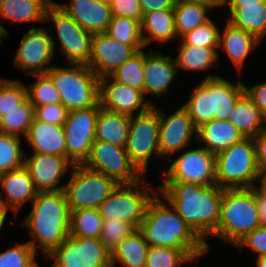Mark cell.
Here are the masks:
<instances>
[{"mask_svg":"<svg viewBox=\"0 0 266 267\" xmlns=\"http://www.w3.org/2000/svg\"><path fill=\"white\" fill-rule=\"evenodd\" d=\"M100 108L98 102L92 107L68 111L63 130L67 158L74 165H82L89 156L92 143L95 141V127Z\"/></svg>","mask_w":266,"mask_h":267,"instance_id":"obj_15","label":"cell"},{"mask_svg":"<svg viewBox=\"0 0 266 267\" xmlns=\"http://www.w3.org/2000/svg\"><path fill=\"white\" fill-rule=\"evenodd\" d=\"M260 185L266 190V170L261 173V183Z\"/></svg>","mask_w":266,"mask_h":267,"instance_id":"obj_58","label":"cell"},{"mask_svg":"<svg viewBox=\"0 0 266 267\" xmlns=\"http://www.w3.org/2000/svg\"><path fill=\"white\" fill-rule=\"evenodd\" d=\"M175 4L184 2H194L199 4H206L209 6H221V0H174Z\"/></svg>","mask_w":266,"mask_h":267,"instance_id":"obj_55","label":"cell"},{"mask_svg":"<svg viewBox=\"0 0 266 267\" xmlns=\"http://www.w3.org/2000/svg\"><path fill=\"white\" fill-rule=\"evenodd\" d=\"M34 118V106L27 97L19 106L8 111L0 119V132L25 138Z\"/></svg>","mask_w":266,"mask_h":267,"instance_id":"obj_37","label":"cell"},{"mask_svg":"<svg viewBox=\"0 0 266 267\" xmlns=\"http://www.w3.org/2000/svg\"><path fill=\"white\" fill-rule=\"evenodd\" d=\"M158 194L185 220L206 243L217 231L222 203V188L217 185L201 186L185 182H161ZM207 239V240H206Z\"/></svg>","mask_w":266,"mask_h":267,"instance_id":"obj_1","label":"cell"},{"mask_svg":"<svg viewBox=\"0 0 266 267\" xmlns=\"http://www.w3.org/2000/svg\"><path fill=\"white\" fill-rule=\"evenodd\" d=\"M139 230L149 246L192 250L200 259L208 253L206 243L158 193L149 202Z\"/></svg>","mask_w":266,"mask_h":267,"instance_id":"obj_3","label":"cell"},{"mask_svg":"<svg viewBox=\"0 0 266 267\" xmlns=\"http://www.w3.org/2000/svg\"><path fill=\"white\" fill-rule=\"evenodd\" d=\"M53 2L54 0H0V20L13 23H43L46 11ZM0 31L9 34L1 21Z\"/></svg>","mask_w":266,"mask_h":267,"instance_id":"obj_28","label":"cell"},{"mask_svg":"<svg viewBox=\"0 0 266 267\" xmlns=\"http://www.w3.org/2000/svg\"><path fill=\"white\" fill-rule=\"evenodd\" d=\"M0 202L13 214L18 216L26 203L35 199L37 191L33 180L24 166L0 174ZM5 193V194H4Z\"/></svg>","mask_w":266,"mask_h":267,"instance_id":"obj_22","label":"cell"},{"mask_svg":"<svg viewBox=\"0 0 266 267\" xmlns=\"http://www.w3.org/2000/svg\"><path fill=\"white\" fill-rule=\"evenodd\" d=\"M31 267H40V264H38V261L34 264V265H32Z\"/></svg>","mask_w":266,"mask_h":267,"instance_id":"obj_61","label":"cell"},{"mask_svg":"<svg viewBox=\"0 0 266 267\" xmlns=\"http://www.w3.org/2000/svg\"><path fill=\"white\" fill-rule=\"evenodd\" d=\"M97 2H101V3H104V4H107V5H110L111 1L112 0H96Z\"/></svg>","mask_w":266,"mask_h":267,"instance_id":"obj_60","label":"cell"},{"mask_svg":"<svg viewBox=\"0 0 266 267\" xmlns=\"http://www.w3.org/2000/svg\"><path fill=\"white\" fill-rule=\"evenodd\" d=\"M23 37L13 58V66L28 75L47 73L55 64L56 53L48 27H34L22 33Z\"/></svg>","mask_w":266,"mask_h":267,"instance_id":"obj_13","label":"cell"},{"mask_svg":"<svg viewBox=\"0 0 266 267\" xmlns=\"http://www.w3.org/2000/svg\"><path fill=\"white\" fill-rule=\"evenodd\" d=\"M227 7V21L254 35L261 42L266 39V1L243 6Z\"/></svg>","mask_w":266,"mask_h":267,"instance_id":"obj_30","label":"cell"},{"mask_svg":"<svg viewBox=\"0 0 266 267\" xmlns=\"http://www.w3.org/2000/svg\"><path fill=\"white\" fill-rule=\"evenodd\" d=\"M137 51L111 38L107 33L92 36L91 57L87 65L99 77L109 76Z\"/></svg>","mask_w":266,"mask_h":267,"instance_id":"obj_19","label":"cell"},{"mask_svg":"<svg viewBox=\"0 0 266 267\" xmlns=\"http://www.w3.org/2000/svg\"><path fill=\"white\" fill-rule=\"evenodd\" d=\"M255 198L260 225L266 227V190L260 184L255 186Z\"/></svg>","mask_w":266,"mask_h":267,"instance_id":"obj_53","label":"cell"},{"mask_svg":"<svg viewBox=\"0 0 266 267\" xmlns=\"http://www.w3.org/2000/svg\"><path fill=\"white\" fill-rule=\"evenodd\" d=\"M73 166L67 157L57 155L32 152L25 155L24 159V167L32 178L37 192L64 190L65 184L62 180L67 172H71Z\"/></svg>","mask_w":266,"mask_h":267,"instance_id":"obj_18","label":"cell"},{"mask_svg":"<svg viewBox=\"0 0 266 267\" xmlns=\"http://www.w3.org/2000/svg\"><path fill=\"white\" fill-rule=\"evenodd\" d=\"M37 253L26 241L7 247L0 252V267H31L36 261Z\"/></svg>","mask_w":266,"mask_h":267,"instance_id":"obj_45","label":"cell"},{"mask_svg":"<svg viewBox=\"0 0 266 267\" xmlns=\"http://www.w3.org/2000/svg\"><path fill=\"white\" fill-rule=\"evenodd\" d=\"M148 248L144 235L136 229L110 252L111 264L117 267H145Z\"/></svg>","mask_w":266,"mask_h":267,"instance_id":"obj_33","label":"cell"},{"mask_svg":"<svg viewBox=\"0 0 266 267\" xmlns=\"http://www.w3.org/2000/svg\"><path fill=\"white\" fill-rule=\"evenodd\" d=\"M129 116L100 108L95 127V140L126 147L129 127Z\"/></svg>","mask_w":266,"mask_h":267,"instance_id":"obj_31","label":"cell"},{"mask_svg":"<svg viewBox=\"0 0 266 267\" xmlns=\"http://www.w3.org/2000/svg\"><path fill=\"white\" fill-rule=\"evenodd\" d=\"M56 4L91 34L106 33L113 16L110 5L96 0H68Z\"/></svg>","mask_w":266,"mask_h":267,"instance_id":"obj_23","label":"cell"},{"mask_svg":"<svg viewBox=\"0 0 266 267\" xmlns=\"http://www.w3.org/2000/svg\"><path fill=\"white\" fill-rule=\"evenodd\" d=\"M244 94V82L241 78L236 80V83L223 75L210 79L212 120H228L238 100Z\"/></svg>","mask_w":266,"mask_h":267,"instance_id":"obj_26","label":"cell"},{"mask_svg":"<svg viewBox=\"0 0 266 267\" xmlns=\"http://www.w3.org/2000/svg\"><path fill=\"white\" fill-rule=\"evenodd\" d=\"M51 267H107L111 253L100 239L68 236L47 257Z\"/></svg>","mask_w":266,"mask_h":267,"instance_id":"obj_14","label":"cell"},{"mask_svg":"<svg viewBox=\"0 0 266 267\" xmlns=\"http://www.w3.org/2000/svg\"><path fill=\"white\" fill-rule=\"evenodd\" d=\"M82 165L106 175L117 184H132L144 177L130 161L125 147L99 140L92 143L89 156Z\"/></svg>","mask_w":266,"mask_h":267,"instance_id":"obj_12","label":"cell"},{"mask_svg":"<svg viewBox=\"0 0 266 267\" xmlns=\"http://www.w3.org/2000/svg\"><path fill=\"white\" fill-rule=\"evenodd\" d=\"M7 37L9 38V34H6V33H4L3 31H0V46H1V44H2V40H3L4 38L7 39ZM0 49H1V48H0Z\"/></svg>","mask_w":266,"mask_h":267,"instance_id":"obj_59","label":"cell"},{"mask_svg":"<svg viewBox=\"0 0 266 267\" xmlns=\"http://www.w3.org/2000/svg\"><path fill=\"white\" fill-rule=\"evenodd\" d=\"M99 102L102 108L129 117L146 112L156 103L143 92L121 84L110 76L99 78Z\"/></svg>","mask_w":266,"mask_h":267,"instance_id":"obj_17","label":"cell"},{"mask_svg":"<svg viewBox=\"0 0 266 267\" xmlns=\"http://www.w3.org/2000/svg\"><path fill=\"white\" fill-rule=\"evenodd\" d=\"M140 24L141 36L146 49L154 42L163 46L164 43L178 40L174 24V9H160L146 13Z\"/></svg>","mask_w":266,"mask_h":267,"instance_id":"obj_29","label":"cell"},{"mask_svg":"<svg viewBox=\"0 0 266 267\" xmlns=\"http://www.w3.org/2000/svg\"><path fill=\"white\" fill-rule=\"evenodd\" d=\"M107 267H117V266H114V265L110 264V265H109V266H107Z\"/></svg>","mask_w":266,"mask_h":267,"instance_id":"obj_62","label":"cell"},{"mask_svg":"<svg viewBox=\"0 0 266 267\" xmlns=\"http://www.w3.org/2000/svg\"><path fill=\"white\" fill-rule=\"evenodd\" d=\"M255 267H266V255L256 257Z\"/></svg>","mask_w":266,"mask_h":267,"instance_id":"obj_57","label":"cell"},{"mask_svg":"<svg viewBox=\"0 0 266 267\" xmlns=\"http://www.w3.org/2000/svg\"><path fill=\"white\" fill-rule=\"evenodd\" d=\"M199 82L193 87L192 92L189 91L191 95L188 96V100L182 103L196 127L212 120L210 79H202Z\"/></svg>","mask_w":266,"mask_h":267,"instance_id":"obj_35","label":"cell"},{"mask_svg":"<svg viewBox=\"0 0 266 267\" xmlns=\"http://www.w3.org/2000/svg\"><path fill=\"white\" fill-rule=\"evenodd\" d=\"M106 33L113 39L131 45L136 51L142 50L141 24L129 17L112 16Z\"/></svg>","mask_w":266,"mask_h":267,"instance_id":"obj_39","label":"cell"},{"mask_svg":"<svg viewBox=\"0 0 266 267\" xmlns=\"http://www.w3.org/2000/svg\"><path fill=\"white\" fill-rule=\"evenodd\" d=\"M36 81L26 85L27 97L33 106L61 103V97L50 77L44 74L31 75Z\"/></svg>","mask_w":266,"mask_h":267,"instance_id":"obj_42","label":"cell"},{"mask_svg":"<svg viewBox=\"0 0 266 267\" xmlns=\"http://www.w3.org/2000/svg\"><path fill=\"white\" fill-rule=\"evenodd\" d=\"M110 8L112 15L133 18L140 23L142 21L143 13L139 0H112Z\"/></svg>","mask_w":266,"mask_h":267,"instance_id":"obj_49","label":"cell"},{"mask_svg":"<svg viewBox=\"0 0 266 267\" xmlns=\"http://www.w3.org/2000/svg\"><path fill=\"white\" fill-rule=\"evenodd\" d=\"M221 6H209L194 2L178 3L174 8V24L178 40L188 32L211 19L209 12Z\"/></svg>","mask_w":266,"mask_h":267,"instance_id":"obj_34","label":"cell"},{"mask_svg":"<svg viewBox=\"0 0 266 267\" xmlns=\"http://www.w3.org/2000/svg\"><path fill=\"white\" fill-rule=\"evenodd\" d=\"M60 93L68 111L85 109L99 102V77L87 64H56L46 73Z\"/></svg>","mask_w":266,"mask_h":267,"instance_id":"obj_6","label":"cell"},{"mask_svg":"<svg viewBox=\"0 0 266 267\" xmlns=\"http://www.w3.org/2000/svg\"><path fill=\"white\" fill-rule=\"evenodd\" d=\"M159 107L151 106L146 112L130 118L126 151L130 161L146 176L150 160L161 159L159 152Z\"/></svg>","mask_w":266,"mask_h":267,"instance_id":"obj_9","label":"cell"},{"mask_svg":"<svg viewBox=\"0 0 266 267\" xmlns=\"http://www.w3.org/2000/svg\"><path fill=\"white\" fill-rule=\"evenodd\" d=\"M144 96L161 98L168 94L179 72L172 55L160 50L144 51Z\"/></svg>","mask_w":266,"mask_h":267,"instance_id":"obj_20","label":"cell"},{"mask_svg":"<svg viewBox=\"0 0 266 267\" xmlns=\"http://www.w3.org/2000/svg\"><path fill=\"white\" fill-rule=\"evenodd\" d=\"M200 258L192 250H177L163 246H149L145 267H180L197 263Z\"/></svg>","mask_w":266,"mask_h":267,"instance_id":"obj_36","label":"cell"},{"mask_svg":"<svg viewBox=\"0 0 266 267\" xmlns=\"http://www.w3.org/2000/svg\"><path fill=\"white\" fill-rule=\"evenodd\" d=\"M102 224L103 218L99 215L98 209L86 208L71 211L69 235L99 239Z\"/></svg>","mask_w":266,"mask_h":267,"instance_id":"obj_38","label":"cell"},{"mask_svg":"<svg viewBox=\"0 0 266 267\" xmlns=\"http://www.w3.org/2000/svg\"><path fill=\"white\" fill-rule=\"evenodd\" d=\"M136 229L128 222L120 219H103L100 240L111 252L123 239Z\"/></svg>","mask_w":266,"mask_h":267,"instance_id":"obj_46","label":"cell"},{"mask_svg":"<svg viewBox=\"0 0 266 267\" xmlns=\"http://www.w3.org/2000/svg\"><path fill=\"white\" fill-rule=\"evenodd\" d=\"M177 54L174 57L178 72L180 71H192L207 72L204 80L213 79L219 77L218 73L211 75L212 69L216 70L220 68L218 62V47H204V46H191V45H178ZM210 71V72H209Z\"/></svg>","mask_w":266,"mask_h":267,"instance_id":"obj_25","label":"cell"},{"mask_svg":"<svg viewBox=\"0 0 266 267\" xmlns=\"http://www.w3.org/2000/svg\"><path fill=\"white\" fill-rule=\"evenodd\" d=\"M244 138H254L266 129V117L246 93L238 100L228 119Z\"/></svg>","mask_w":266,"mask_h":267,"instance_id":"obj_32","label":"cell"},{"mask_svg":"<svg viewBox=\"0 0 266 267\" xmlns=\"http://www.w3.org/2000/svg\"><path fill=\"white\" fill-rule=\"evenodd\" d=\"M143 15L156 10H170L175 8L174 0H139Z\"/></svg>","mask_w":266,"mask_h":267,"instance_id":"obj_52","label":"cell"},{"mask_svg":"<svg viewBox=\"0 0 266 267\" xmlns=\"http://www.w3.org/2000/svg\"><path fill=\"white\" fill-rule=\"evenodd\" d=\"M219 25L211 18L206 23L197 26L192 31L183 35L179 41V45L219 47L220 39Z\"/></svg>","mask_w":266,"mask_h":267,"instance_id":"obj_44","label":"cell"},{"mask_svg":"<svg viewBox=\"0 0 266 267\" xmlns=\"http://www.w3.org/2000/svg\"><path fill=\"white\" fill-rule=\"evenodd\" d=\"M259 226L255 187L222 189L220 222L211 238L235 246Z\"/></svg>","mask_w":266,"mask_h":267,"instance_id":"obj_4","label":"cell"},{"mask_svg":"<svg viewBox=\"0 0 266 267\" xmlns=\"http://www.w3.org/2000/svg\"><path fill=\"white\" fill-rule=\"evenodd\" d=\"M253 84L255 85L246 86L244 84L245 93L266 117V81Z\"/></svg>","mask_w":266,"mask_h":267,"instance_id":"obj_50","label":"cell"},{"mask_svg":"<svg viewBox=\"0 0 266 267\" xmlns=\"http://www.w3.org/2000/svg\"><path fill=\"white\" fill-rule=\"evenodd\" d=\"M256 152V162L260 171L266 170V129L253 138Z\"/></svg>","mask_w":266,"mask_h":267,"instance_id":"obj_51","label":"cell"},{"mask_svg":"<svg viewBox=\"0 0 266 267\" xmlns=\"http://www.w3.org/2000/svg\"><path fill=\"white\" fill-rule=\"evenodd\" d=\"M144 176L132 184H118L97 208L103 219H120L139 229L149 202L158 193Z\"/></svg>","mask_w":266,"mask_h":267,"instance_id":"obj_7","label":"cell"},{"mask_svg":"<svg viewBox=\"0 0 266 267\" xmlns=\"http://www.w3.org/2000/svg\"><path fill=\"white\" fill-rule=\"evenodd\" d=\"M167 161L170 164L161 169L162 182H185L201 186L216 185L215 154L201 145L186 147Z\"/></svg>","mask_w":266,"mask_h":267,"instance_id":"obj_10","label":"cell"},{"mask_svg":"<svg viewBox=\"0 0 266 267\" xmlns=\"http://www.w3.org/2000/svg\"><path fill=\"white\" fill-rule=\"evenodd\" d=\"M29 213L21 225L31 236L27 242L38 254L47 257L69 236L70 211L63 190L56 192H37ZM30 231V232H29ZM39 248V249H38Z\"/></svg>","mask_w":266,"mask_h":267,"instance_id":"obj_2","label":"cell"},{"mask_svg":"<svg viewBox=\"0 0 266 267\" xmlns=\"http://www.w3.org/2000/svg\"><path fill=\"white\" fill-rule=\"evenodd\" d=\"M266 0H221V6H243V4H256Z\"/></svg>","mask_w":266,"mask_h":267,"instance_id":"obj_54","label":"cell"},{"mask_svg":"<svg viewBox=\"0 0 266 267\" xmlns=\"http://www.w3.org/2000/svg\"><path fill=\"white\" fill-rule=\"evenodd\" d=\"M9 211L0 202V233L1 230L6 226L5 222L8 221L9 216H7Z\"/></svg>","mask_w":266,"mask_h":267,"instance_id":"obj_56","label":"cell"},{"mask_svg":"<svg viewBox=\"0 0 266 267\" xmlns=\"http://www.w3.org/2000/svg\"><path fill=\"white\" fill-rule=\"evenodd\" d=\"M32 152L67 157L63 126L48 124L34 118L24 138Z\"/></svg>","mask_w":266,"mask_h":267,"instance_id":"obj_24","label":"cell"},{"mask_svg":"<svg viewBox=\"0 0 266 267\" xmlns=\"http://www.w3.org/2000/svg\"><path fill=\"white\" fill-rule=\"evenodd\" d=\"M24 138L0 132V174L24 166Z\"/></svg>","mask_w":266,"mask_h":267,"instance_id":"obj_40","label":"cell"},{"mask_svg":"<svg viewBox=\"0 0 266 267\" xmlns=\"http://www.w3.org/2000/svg\"><path fill=\"white\" fill-rule=\"evenodd\" d=\"M224 27L221 26L219 47H218V62H220V51L225 52V54L230 59V62L238 70V75L242 76V71L245 68L246 61L249 55L256 52L258 46H261L263 42L258 40L254 35L246 32L242 28L233 26L227 20L224 21ZM223 29V30H222ZM241 73V74H240Z\"/></svg>","mask_w":266,"mask_h":267,"instance_id":"obj_21","label":"cell"},{"mask_svg":"<svg viewBox=\"0 0 266 267\" xmlns=\"http://www.w3.org/2000/svg\"><path fill=\"white\" fill-rule=\"evenodd\" d=\"M234 248L238 249L240 254H243L245 248H248L256 254V257L266 255V227H257L242 238Z\"/></svg>","mask_w":266,"mask_h":267,"instance_id":"obj_47","label":"cell"},{"mask_svg":"<svg viewBox=\"0 0 266 267\" xmlns=\"http://www.w3.org/2000/svg\"><path fill=\"white\" fill-rule=\"evenodd\" d=\"M46 22H51L54 27H48L53 39L56 53V46L59 45L63 58L67 63L87 64L91 57V46L93 34L84 30L72 17L61 9L54 1L46 11ZM53 33L51 30H54ZM58 39L57 43L55 42Z\"/></svg>","mask_w":266,"mask_h":267,"instance_id":"obj_8","label":"cell"},{"mask_svg":"<svg viewBox=\"0 0 266 267\" xmlns=\"http://www.w3.org/2000/svg\"><path fill=\"white\" fill-rule=\"evenodd\" d=\"M137 51L109 76L124 85L141 90L144 94V50Z\"/></svg>","mask_w":266,"mask_h":267,"instance_id":"obj_41","label":"cell"},{"mask_svg":"<svg viewBox=\"0 0 266 267\" xmlns=\"http://www.w3.org/2000/svg\"><path fill=\"white\" fill-rule=\"evenodd\" d=\"M34 114L36 120L63 126L67 118L68 110L61 103H56L45 106H34Z\"/></svg>","mask_w":266,"mask_h":267,"instance_id":"obj_48","label":"cell"},{"mask_svg":"<svg viewBox=\"0 0 266 267\" xmlns=\"http://www.w3.org/2000/svg\"><path fill=\"white\" fill-rule=\"evenodd\" d=\"M69 175L63 191L70 212L97 209L118 185L113 179L83 165H74Z\"/></svg>","mask_w":266,"mask_h":267,"instance_id":"obj_11","label":"cell"},{"mask_svg":"<svg viewBox=\"0 0 266 267\" xmlns=\"http://www.w3.org/2000/svg\"><path fill=\"white\" fill-rule=\"evenodd\" d=\"M159 118V152L166 162L197 140V127L182 104L168 115L159 107Z\"/></svg>","mask_w":266,"mask_h":267,"instance_id":"obj_16","label":"cell"},{"mask_svg":"<svg viewBox=\"0 0 266 267\" xmlns=\"http://www.w3.org/2000/svg\"><path fill=\"white\" fill-rule=\"evenodd\" d=\"M27 98L26 84L19 79L0 78V119Z\"/></svg>","mask_w":266,"mask_h":267,"instance_id":"obj_43","label":"cell"},{"mask_svg":"<svg viewBox=\"0 0 266 267\" xmlns=\"http://www.w3.org/2000/svg\"><path fill=\"white\" fill-rule=\"evenodd\" d=\"M253 138H244L215 155L216 185L222 189L252 188L261 183Z\"/></svg>","mask_w":266,"mask_h":267,"instance_id":"obj_5","label":"cell"},{"mask_svg":"<svg viewBox=\"0 0 266 267\" xmlns=\"http://www.w3.org/2000/svg\"><path fill=\"white\" fill-rule=\"evenodd\" d=\"M244 139L240 131L228 120H211L197 127L198 145L213 154L226 150L228 147Z\"/></svg>","mask_w":266,"mask_h":267,"instance_id":"obj_27","label":"cell"}]
</instances>
